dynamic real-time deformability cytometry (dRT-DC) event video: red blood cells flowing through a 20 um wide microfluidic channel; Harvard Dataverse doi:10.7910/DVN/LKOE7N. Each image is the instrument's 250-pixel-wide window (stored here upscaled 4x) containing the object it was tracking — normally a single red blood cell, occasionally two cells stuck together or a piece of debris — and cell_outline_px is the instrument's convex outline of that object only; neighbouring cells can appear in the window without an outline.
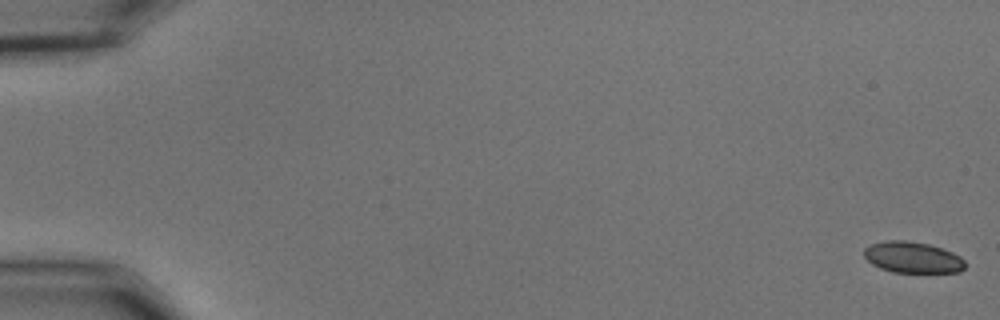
{"species": "common noctule bat (a hibernating species)", "species_latin": "Nyctalus noctula", "temperature_condition": "cold", "stored_images_in_passage": 15, "camera_frame_rate_fps": 3000, "um_per_image_px": 0.085, "animal": {"sex": "male", "body_mass_g": 15.6}, "frame": {"image": 1, "passage_image": 1, "time_ms": 0.0, "image_size_px": [1000, 320], "cell_outline_px": [[964, 268], [960, 272], [892, 272], [880, 268], [872, 264], [864, 256], [864, 248], [872, 244], [884, 240], [908, 240], [928, 244], [952, 252], [960, 256], [964, 260]], "centroid_in_image_um": [77.55, 21.87], "position_along_channel_um": 7.4, "area_um2": 18.32}}
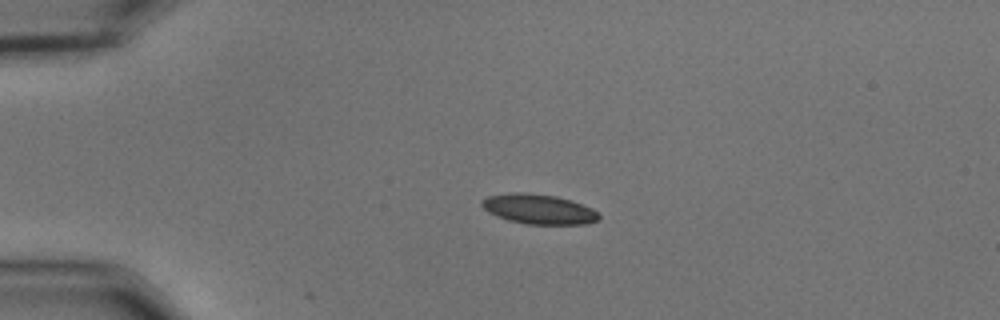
{"frame": {"image": 2, "passage_image": 14, "time_ms": 4.333, "image_size_px": [1000, 320], "cell_outline_px": [[600, 220], [588, 224], [528, 224], [508, 220], [488, 212], [480, 204], [480, 200], [488, 196], [512, 192], [524, 192], [556, 196], [572, 200], [592, 208], [600, 212]], "centroid_in_image_um": [45.83, 17.77], "position_along_channel_um": 39.2, "area_um2": 20.58}}